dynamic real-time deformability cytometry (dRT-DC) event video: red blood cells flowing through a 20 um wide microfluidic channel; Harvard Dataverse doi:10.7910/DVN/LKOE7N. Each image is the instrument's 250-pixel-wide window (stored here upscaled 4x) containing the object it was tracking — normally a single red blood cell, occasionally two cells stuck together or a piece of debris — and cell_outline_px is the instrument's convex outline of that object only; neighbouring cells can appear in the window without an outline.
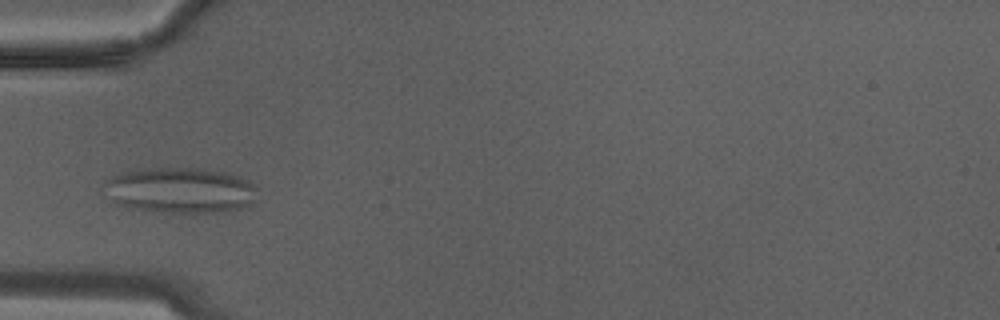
{"species": "Egyptian fruit bat (a non-hibernating species)", "species_latin": "Rousettus aegyptiacus", "temperature_condition": "warm", "stored_images_in_passage": 29, "camera_frame_rate_fps": 3000, "um_per_image_px": 0.085, "animal": {"sex": "male"}, "frame": {"image": 1, "passage_image": 9, "time_ms": 2.667, "image_size_px": [1000, 320], "cell_outline_px": [[256, 200], [240, 208], [224, 212], [164, 212], [132, 208], [116, 204], [112, 200], [104, 184], [112, 176], [120, 172], [144, 168], [200, 168], [224, 172], [248, 180], [256, 188]], "centroid_in_image_um": [15.33, 16.17], "position_along_channel_um": 69.7, "area_um2": 40.52}}
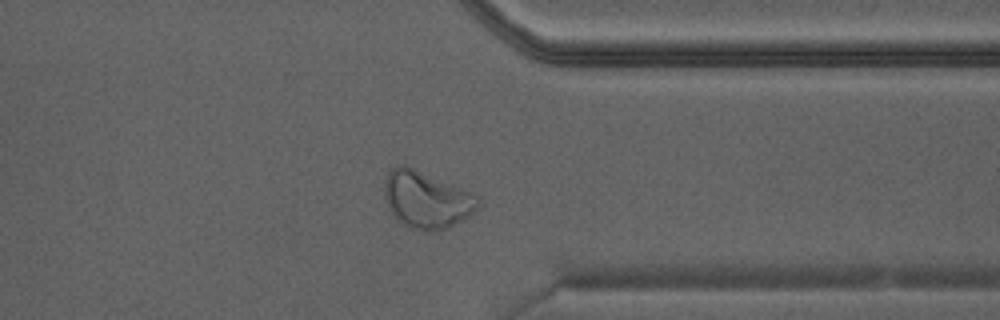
{"frame": {"image": 2, "passage_image": 23, "time_ms": 7.333, "image_size_px": [1000, 320], "cell_outline_px": [[480, 208], [468, 216], [448, 228], [428, 232], [424, 232], [400, 224], [388, 208], [384, 196], [384, 184], [388, 172], [396, 164], [404, 164], [480, 196]], "centroid_in_image_um": [36.24, 16.99], "position_along_channel_um": 375.2, "area_um2": 31.33}}
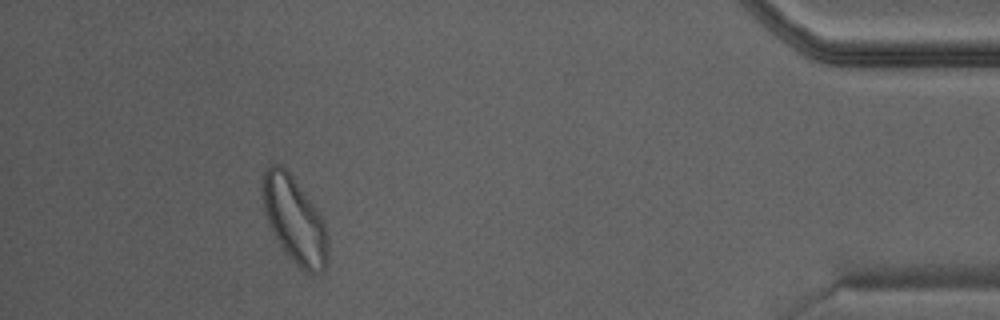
{"frame": {"image": 3, "passage_image": 27, "time_ms": 8.667, "image_size_px": [1000, 320], "cell_outline_px": [[328, 260], [324, 272], [308, 272], [300, 268], [288, 256], [280, 244], [268, 224], [264, 208], [260, 188], [264, 172], [272, 164], [280, 164], [288, 172], [324, 220], [328, 236]], "centroid_in_image_um": [25.03, 18.72], "position_along_channel_um": 410.2, "area_um2": 32.48}}